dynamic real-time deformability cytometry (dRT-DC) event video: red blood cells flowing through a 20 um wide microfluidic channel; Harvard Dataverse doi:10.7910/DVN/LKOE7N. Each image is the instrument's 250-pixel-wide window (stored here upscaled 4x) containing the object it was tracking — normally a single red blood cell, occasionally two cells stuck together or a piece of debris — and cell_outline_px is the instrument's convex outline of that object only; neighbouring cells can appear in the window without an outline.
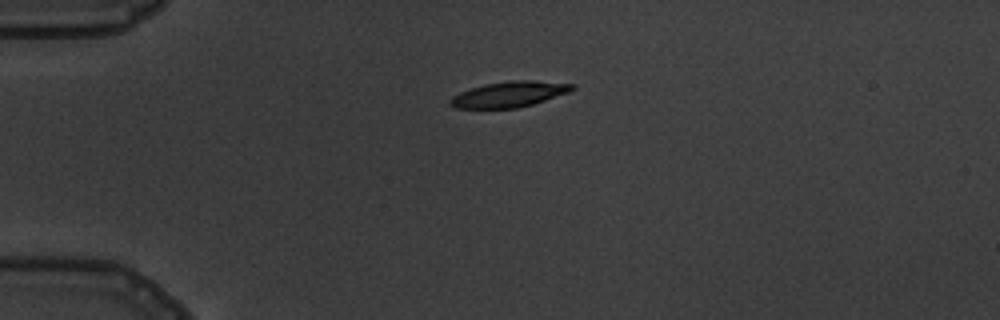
{"species": "common noctule bat (a hibernating species)", "species_latin": "Nyctalus noctula", "temperature_condition": "warm", "stored_images_in_passage": 3, "camera_frame_rate_fps": 3000, "um_per_image_px": 0.085, "animal": {"sex": "male", "body_mass_g": 19.5, "forearm_length_mm": 54.6}, "frame": {"image": 1, "passage_image": 1, "time_ms": 0.0, "image_size_px": [1000, 320], "cell_outline_px": [[576, 88], [568, 92], [532, 104], [516, 108], [456, 108], [448, 104], [448, 100], [452, 96], [460, 92], [484, 84], [512, 80], [532, 80], [576, 84]], "centroid_in_image_um": [43.26, 8.01], "position_along_channel_um": 41.7, "area_um2": 18.15}}